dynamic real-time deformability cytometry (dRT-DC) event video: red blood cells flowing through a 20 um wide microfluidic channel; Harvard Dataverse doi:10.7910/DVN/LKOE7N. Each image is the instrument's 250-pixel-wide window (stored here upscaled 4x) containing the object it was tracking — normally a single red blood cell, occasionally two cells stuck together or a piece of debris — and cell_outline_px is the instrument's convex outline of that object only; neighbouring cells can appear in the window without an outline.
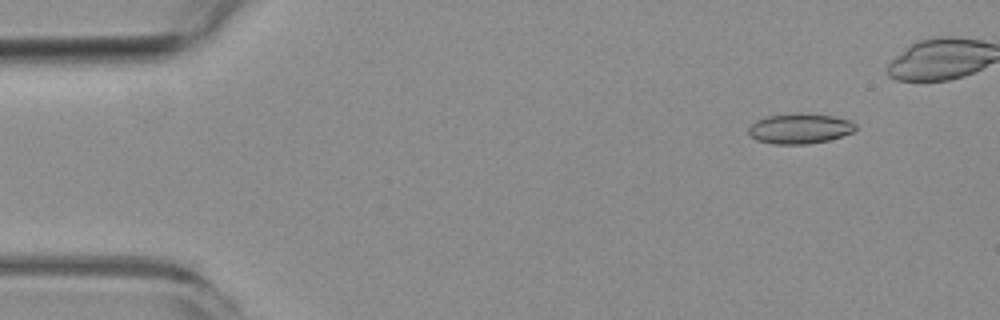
{"species": "common noctule bat (a hibernating species)", "species_latin": "Nyctalus noctula", "temperature_condition": "room temperature", "stored_images_in_passage": 6, "camera_frame_rate_fps": 3000, "um_per_image_px": 0.085, "animal": {"sex": "female", "body_mass_g": 19.3, "forearm_length_mm": 54.1}, "frame": {"image": 1, "passage_image": 1, "time_ms": 0.0, "image_size_px": [1000, 320], "cell_outline_px": [[856, 128], [852, 132], [828, 140], [808, 144], [772, 144], [756, 140], [748, 136], [748, 128], [756, 120], [768, 116], [800, 112], [832, 116], [852, 120], [856, 124]], "centroid_in_image_um": [67.96, 10.92], "position_along_channel_um": 17.0, "area_um2": 19.02}}
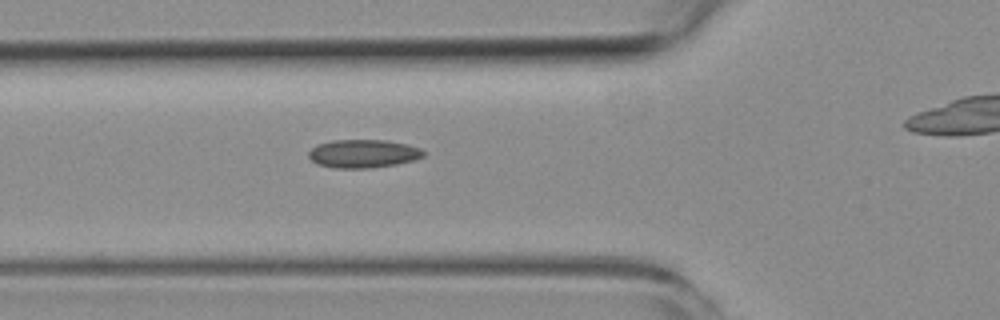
{"frame": {"image": 2, "passage_image": 5, "time_ms": 4.667, "image_size_px": [1000, 320], "cell_outline_px": [[424, 156], [416, 160], [396, 164], [368, 168], [336, 168], [316, 164], [308, 156], [308, 152], [316, 144], [332, 140], [384, 140], [408, 144], [420, 148], [424, 152]], "centroid_in_image_um": [30.86, 13.06], "position_along_channel_um": 94.9, "area_um2": 19.02}}